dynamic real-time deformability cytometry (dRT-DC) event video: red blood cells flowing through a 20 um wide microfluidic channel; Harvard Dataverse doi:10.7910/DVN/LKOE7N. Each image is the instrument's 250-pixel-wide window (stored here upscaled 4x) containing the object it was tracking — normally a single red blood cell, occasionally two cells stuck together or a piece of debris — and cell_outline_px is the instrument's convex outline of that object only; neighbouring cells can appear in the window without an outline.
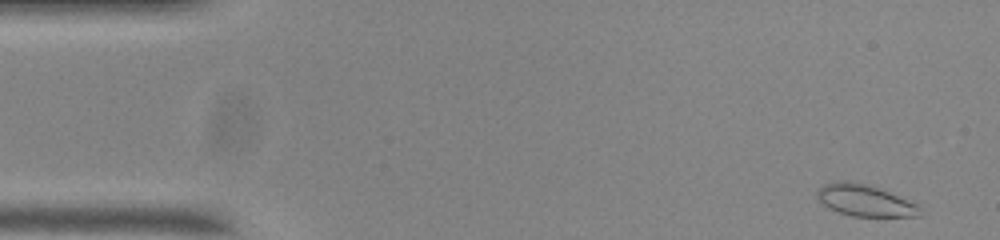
{"species": "common noctule bat (a hibernating species)", "species_latin": "Nyctalus noctula", "temperature_condition": "room temperature", "stored_images_in_passage": 55, "camera_frame_rate_fps": 3000, "um_per_image_px": 0.085, "animal": {"sex": "male", "body_mass_g": 20.0, "forearm_length_mm": 53.3}, "frame": {"image": 1, "passage_image": 2, "time_ms": 0.333, "image_size_px": [1000, 240], "cell_outline_px": [[920, 216], [852, 216], [828, 208], [816, 196], [816, 192], [824, 184], [836, 180], [852, 180], [888, 192], [916, 204], [920, 208]], "centroid_in_image_um": [73.45, 17.03], "position_along_channel_um": 11.5, "area_um2": 18.55}}
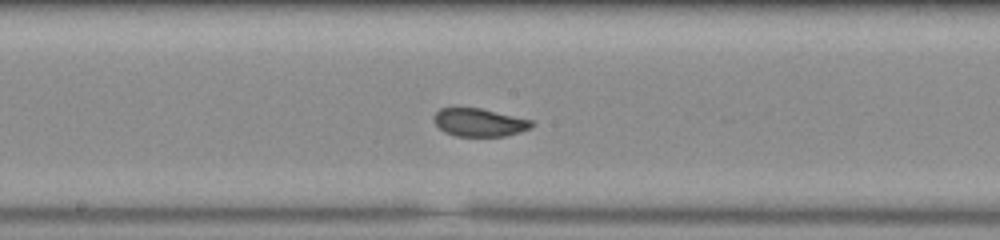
{"frame": {"image": 2, "passage_image": 27, "time_ms": 8.667, "image_size_px": [1000, 240], "cell_outline_px": [[536, 124], [532, 128], [520, 132], [504, 136], [456, 136], [444, 132], [432, 120], [432, 116], [440, 108], [480, 108], [532, 120]], "centroid_in_image_um": [40.75, 10.41], "position_along_channel_um": 207.5, "area_um2": 16.07}}
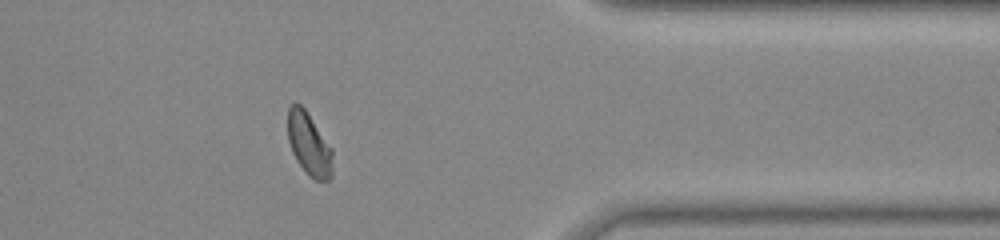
{"frame": {"image": 3, "passage_image": 43, "time_ms": 14.0, "image_size_px": [1000, 240], "cell_outline_px": [[332, 176], [328, 180], [312, 180], [308, 176], [296, 160], [292, 152], [288, 140], [288, 108], [296, 100], [304, 108], [332, 148]], "centroid_in_image_um": [26.26, 12.26], "position_along_channel_um": 385.1, "area_um2": 16.47}}